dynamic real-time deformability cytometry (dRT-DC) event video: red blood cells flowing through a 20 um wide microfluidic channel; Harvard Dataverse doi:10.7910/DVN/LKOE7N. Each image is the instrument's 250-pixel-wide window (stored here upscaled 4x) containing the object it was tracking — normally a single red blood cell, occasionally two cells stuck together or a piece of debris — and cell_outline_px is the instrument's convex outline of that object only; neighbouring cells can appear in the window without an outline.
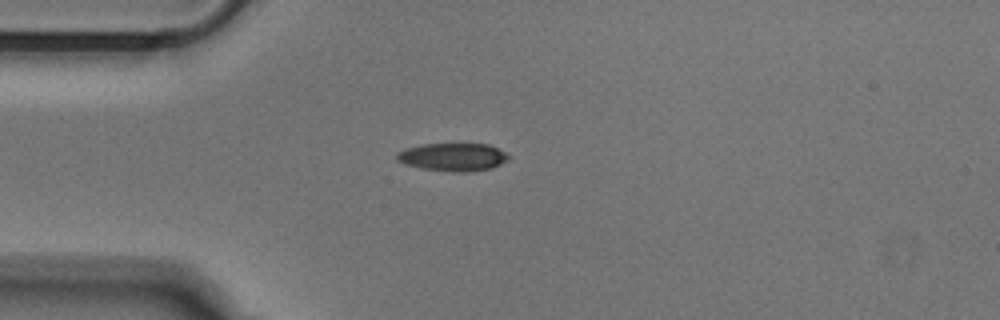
{"species": "Egyptian fruit bat (a non-hibernating species)", "species_latin": "Rousettus aegyptiacus", "temperature_condition": "cold", "stored_images_in_passage": 40, "camera_frame_rate_fps": 3000, "um_per_image_px": 0.085, "animal": {"sex": "male"}, "frame": {"image": 1, "passage_image": 1, "time_ms": 0.0, "image_size_px": [1000, 320], "cell_outline_px": [[512, 156], [508, 160], [492, 168], [468, 172], [456, 172], [424, 168], [404, 164], [396, 160], [396, 152], [404, 148], [424, 144], [488, 144]], "centroid_in_image_um": [38.49, 13.34], "position_along_channel_um": 46.5, "area_um2": 18.21}}
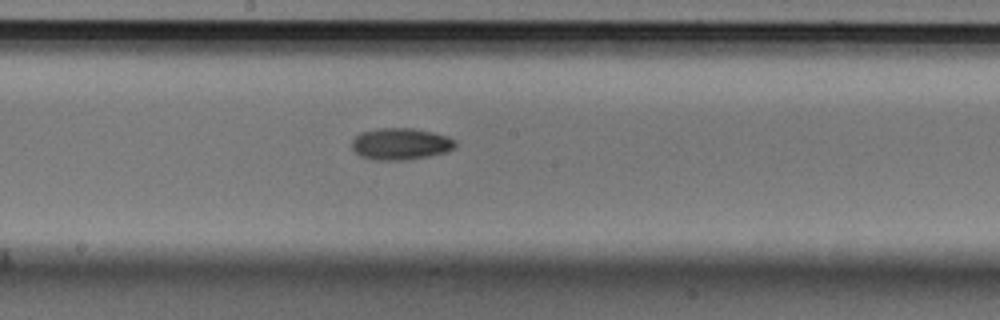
{"frame": {"image": 2, "passage_image": 15, "time_ms": 4.667, "image_size_px": [1000, 320], "cell_outline_px": [[456, 144], [452, 148], [444, 152], [428, 156], [408, 160], [372, 160], [360, 156], [352, 148], [352, 140], [360, 132], [380, 128], [412, 128], [432, 132], [448, 136], [456, 140]], "centroid_in_image_um": [34.03, 12.23], "position_along_channel_um": 214.2, "area_um2": 19.13}}
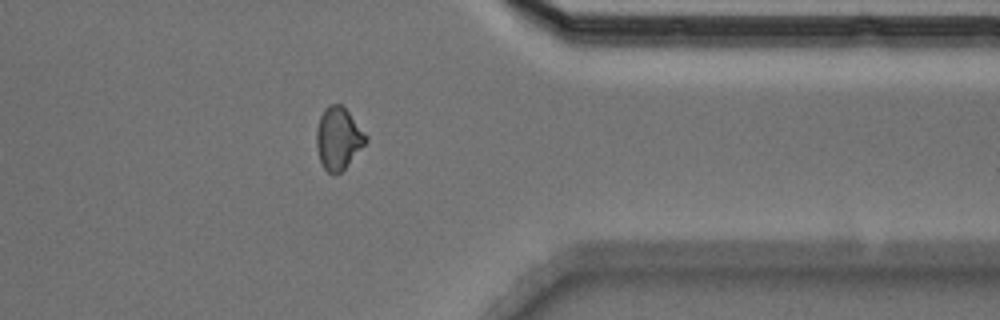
{"frame": {"image": 3, "passage_image": 29, "time_ms": 9.333, "image_size_px": [1000, 320], "cell_outline_px": [[368, 140], [344, 168], [340, 172], [328, 172], [324, 168], [320, 160], [316, 148], [316, 128], [320, 116], [324, 108], [328, 104], [344, 104], [368, 136]], "centroid_in_image_um": [28.75, 11.68], "position_along_channel_um": 382.6, "area_um2": 17.98}}